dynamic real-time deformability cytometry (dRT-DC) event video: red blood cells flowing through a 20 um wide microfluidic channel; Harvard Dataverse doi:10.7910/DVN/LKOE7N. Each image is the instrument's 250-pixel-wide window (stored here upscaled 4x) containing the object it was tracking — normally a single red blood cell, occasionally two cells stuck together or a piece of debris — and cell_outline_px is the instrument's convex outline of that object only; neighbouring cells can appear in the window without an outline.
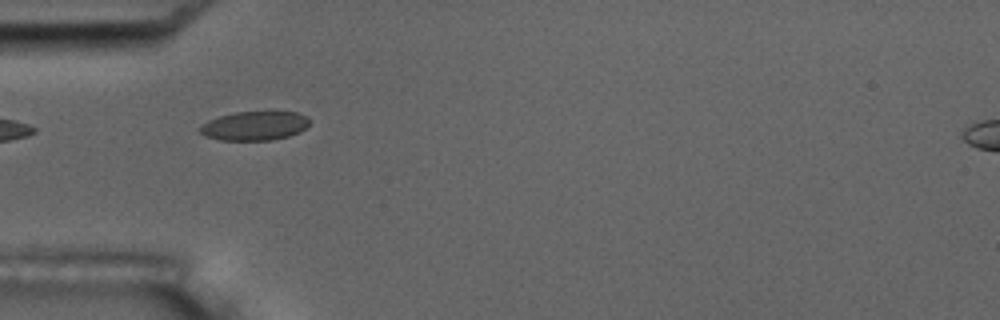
{"species": "common noctule bat (a hibernating species)", "species_latin": "Nyctalus noctula", "temperature_condition": "room temperature", "stored_images_in_passage": 6, "camera_frame_rate_fps": 3000, "um_per_image_px": 0.085, "animal": {"sex": "male", "body_mass_g": 17.5, "forearm_length_mm": 52.3}, "frame": {"image": 1, "passage_image": 5, "time_ms": 5.333, "image_size_px": [1000, 320], "cell_outline_px": [[312, 120], [300, 132], [288, 136], [272, 140], [220, 140], [204, 136], [196, 128], [200, 124], [208, 120], [220, 116], [236, 112], [296, 112], [308, 116]], "centroid_in_image_um": [21.61, 10.69], "position_along_channel_um": 63.4, "area_um2": 18.73}}